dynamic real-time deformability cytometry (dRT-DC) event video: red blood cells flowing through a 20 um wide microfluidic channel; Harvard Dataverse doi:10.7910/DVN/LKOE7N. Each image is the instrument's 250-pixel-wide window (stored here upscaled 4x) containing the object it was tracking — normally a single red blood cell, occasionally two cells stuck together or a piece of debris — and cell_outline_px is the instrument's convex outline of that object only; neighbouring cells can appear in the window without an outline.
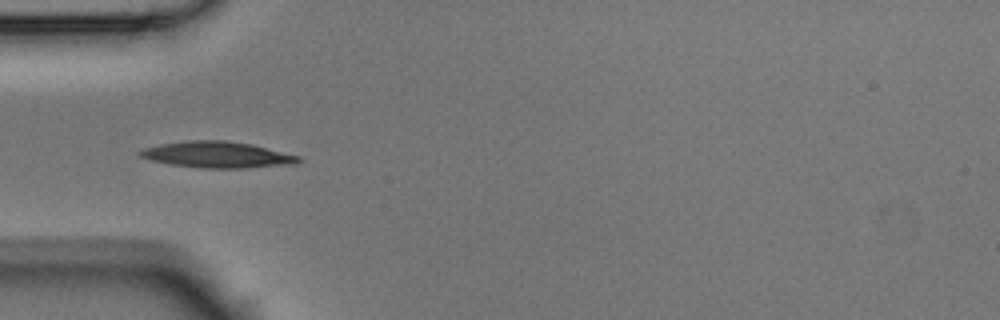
{"species": "Egyptian fruit bat (a non-hibernating species)", "species_latin": "Rousettus aegyptiacus", "temperature_condition": "room temperature", "stored_images_in_passage": 9, "camera_frame_rate_fps": 3000, "um_per_image_px": 0.085, "animal": {"sex": "male"}, "frame": {"image": 1, "passage_image": 4, "time_ms": 1.0, "image_size_px": [1000, 320], "cell_outline_px": [[304, 160], [296, 164], [248, 168], [200, 168], [168, 164], [136, 156], [136, 152], [144, 148], [160, 144], [188, 140], [224, 140], [252, 144], [300, 156]], "centroid_in_image_um": [18.47, 13.15], "position_along_channel_um": 66.5, "area_um2": 24.57}}
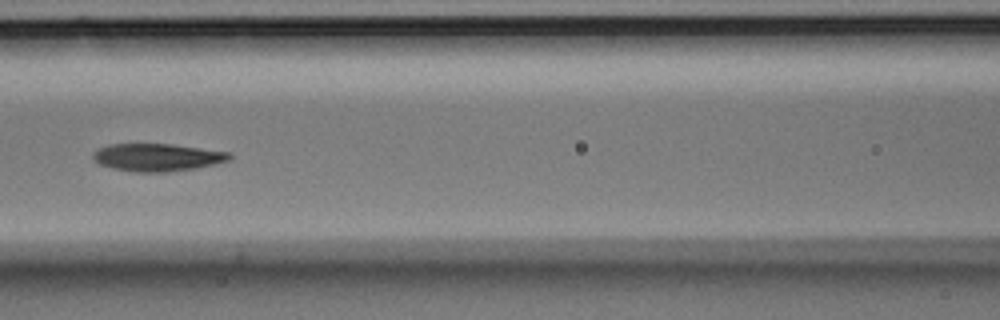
{"frame": {"image": 2, "passage_image": 6, "time_ms": 1.667, "image_size_px": [1000, 320], "cell_outline_px": [[232, 160], [216, 164], [196, 168], [168, 172], [136, 172], [112, 168], [100, 164], [92, 160], [92, 152], [96, 148], [108, 144], [172, 144], [232, 152]], "centroid_in_image_um": [13.38, 13.37], "position_along_channel_um": 153.2, "area_um2": 22.37}}
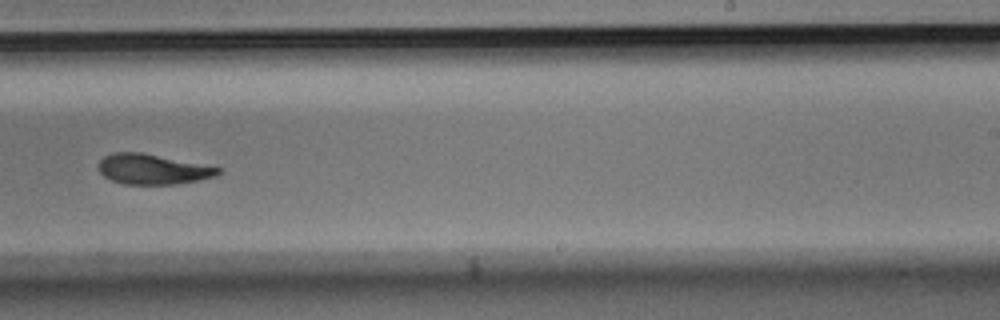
{"frame": {"image": 3, "passage_image": 9, "time_ms": 2.667, "image_size_px": [1000, 320], "cell_outline_px": [[220, 172], [216, 176], [200, 180], [176, 184], [124, 184], [112, 180], [104, 176], [100, 172], [96, 164], [104, 156], [112, 152], [140, 152], [220, 168]], "centroid_in_image_um": [12.92, 14.38], "position_along_channel_um": 276.1, "area_um2": 20.87}}